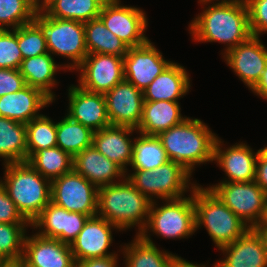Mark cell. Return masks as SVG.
Masks as SVG:
<instances>
[{"instance_id":"6da1fadb","label":"cell","mask_w":267,"mask_h":267,"mask_svg":"<svg viewBox=\"0 0 267 267\" xmlns=\"http://www.w3.org/2000/svg\"><path fill=\"white\" fill-rule=\"evenodd\" d=\"M199 3L207 7L189 25L194 41L224 43L225 53L252 36L245 0H199Z\"/></svg>"},{"instance_id":"7a4b0ae2","label":"cell","mask_w":267,"mask_h":267,"mask_svg":"<svg viewBox=\"0 0 267 267\" xmlns=\"http://www.w3.org/2000/svg\"><path fill=\"white\" fill-rule=\"evenodd\" d=\"M158 137L169 160L181 164L191 174L195 165L213 162L218 136L198 118L187 117Z\"/></svg>"},{"instance_id":"3957f363","label":"cell","mask_w":267,"mask_h":267,"mask_svg":"<svg viewBox=\"0 0 267 267\" xmlns=\"http://www.w3.org/2000/svg\"><path fill=\"white\" fill-rule=\"evenodd\" d=\"M151 201L125 177L122 181L98 188L97 216L105 218L120 231L146 227Z\"/></svg>"},{"instance_id":"277c9868","label":"cell","mask_w":267,"mask_h":267,"mask_svg":"<svg viewBox=\"0 0 267 267\" xmlns=\"http://www.w3.org/2000/svg\"><path fill=\"white\" fill-rule=\"evenodd\" d=\"M4 169V181L0 180V183L18 211L31 224L51 202V181L28 162L4 164Z\"/></svg>"},{"instance_id":"5b68a950","label":"cell","mask_w":267,"mask_h":267,"mask_svg":"<svg viewBox=\"0 0 267 267\" xmlns=\"http://www.w3.org/2000/svg\"><path fill=\"white\" fill-rule=\"evenodd\" d=\"M195 230L205 227L218 249L233 243L250 227L209 188L194 187ZM200 227V228H199Z\"/></svg>"},{"instance_id":"8992f818","label":"cell","mask_w":267,"mask_h":267,"mask_svg":"<svg viewBox=\"0 0 267 267\" xmlns=\"http://www.w3.org/2000/svg\"><path fill=\"white\" fill-rule=\"evenodd\" d=\"M133 171L125 173L127 179L151 202L156 200L155 197L162 202L184 197L187 191H192L196 186L190 182L192 174L181 164L171 160L154 170Z\"/></svg>"},{"instance_id":"52a82bcc","label":"cell","mask_w":267,"mask_h":267,"mask_svg":"<svg viewBox=\"0 0 267 267\" xmlns=\"http://www.w3.org/2000/svg\"><path fill=\"white\" fill-rule=\"evenodd\" d=\"M35 21L44 31L49 53L67 57L72 62L64 67L75 70L88 55L84 22L58 19L44 12L37 13Z\"/></svg>"},{"instance_id":"ba28073f","label":"cell","mask_w":267,"mask_h":267,"mask_svg":"<svg viewBox=\"0 0 267 267\" xmlns=\"http://www.w3.org/2000/svg\"><path fill=\"white\" fill-rule=\"evenodd\" d=\"M191 196L178 199H166V203L157 206L153 201L149 210L146 227L142 233L153 232L168 239L188 238L195 230L194 189Z\"/></svg>"},{"instance_id":"9c48e42d","label":"cell","mask_w":267,"mask_h":267,"mask_svg":"<svg viewBox=\"0 0 267 267\" xmlns=\"http://www.w3.org/2000/svg\"><path fill=\"white\" fill-rule=\"evenodd\" d=\"M250 228L259 223L267 193L255 182H219L207 187Z\"/></svg>"},{"instance_id":"30bf717a","label":"cell","mask_w":267,"mask_h":267,"mask_svg":"<svg viewBox=\"0 0 267 267\" xmlns=\"http://www.w3.org/2000/svg\"><path fill=\"white\" fill-rule=\"evenodd\" d=\"M98 18L129 48L146 44L147 15L137 7L122 5L121 0H107Z\"/></svg>"},{"instance_id":"8fae6325","label":"cell","mask_w":267,"mask_h":267,"mask_svg":"<svg viewBox=\"0 0 267 267\" xmlns=\"http://www.w3.org/2000/svg\"><path fill=\"white\" fill-rule=\"evenodd\" d=\"M98 188L74 169L51 181V202L67 211L97 215Z\"/></svg>"},{"instance_id":"7c38bea8","label":"cell","mask_w":267,"mask_h":267,"mask_svg":"<svg viewBox=\"0 0 267 267\" xmlns=\"http://www.w3.org/2000/svg\"><path fill=\"white\" fill-rule=\"evenodd\" d=\"M76 70L78 85L92 93L105 94L125 79L123 57L112 54H88Z\"/></svg>"},{"instance_id":"4fadbf2b","label":"cell","mask_w":267,"mask_h":267,"mask_svg":"<svg viewBox=\"0 0 267 267\" xmlns=\"http://www.w3.org/2000/svg\"><path fill=\"white\" fill-rule=\"evenodd\" d=\"M123 61L125 79L142 91L172 62L165 60L150 40L144 45L129 48Z\"/></svg>"},{"instance_id":"5bb4252c","label":"cell","mask_w":267,"mask_h":267,"mask_svg":"<svg viewBox=\"0 0 267 267\" xmlns=\"http://www.w3.org/2000/svg\"><path fill=\"white\" fill-rule=\"evenodd\" d=\"M88 218V215L67 211L50 202L31 222L30 227L40 229L35 232L40 236L54 238L70 245L83 229Z\"/></svg>"},{"instance_id":"9a60e30c","label":"cell","mask_w":267,"mask_h":267,"mask_svg":"<svg viewBox=\"0 0 267 267\" xmlns=\"http://www.w3.org/2000/svg\"><path fill=\"white\" fill-rule=\"evenodd\" d=\"M104 95L110 124L137 130L142 118L143 91L124 79Z\"/></svg>"},{"instance_id":"2e32d148","label":"cell","mask_w":267,"mask_h":267,"mask_svg":"<svg viewBox=\"0 0 267 267\" xmlns=\"http://www.w3.org/2000/svg\"><path fill=\"white\" fill-rule=\"evenodd\" d=\"M19 267H76L70 245L35 233L25 236Z\"/></svg>"},{"instance_id":"e0dca14e","label":"cell","mask_w":267,"mask_h":267,"mask_svg":"<svg viewBox=\"0 0 267 267\" xmlns=\"http://www.w3.org/2000/svg\"><path fill=\"white\" fill-rule=\"evenodd\" d=\"M222 55L227 66L249 89L257 83L267 63V47L259 36H251L227 52L222 51Z\"/></svg>"},{"instance_id":"ac0fdd59","label":"cell","mask_w":267,"mask_h":267,"mask_svg":"<svg viewBox=\"0 0 267 267\" xmlns=\"http://www.w3.org/2000/svg\"><path fill=\"white\" fill-rule=\"evenodd\" d=\"M112 229L120 231L105 218L97 215L89 217L83 229L70 244L75 261L118 255L108 251L113 241Z\"/></svg>"},{"instance_id":"d6986e66","label":"cell","mask_w":267,"mask_h":267,"mask_svg":"<svg viewBox=\"0 0 267 267\" xmlns=\"http://www.w3.org/2000/svg\"><path fill=\"white\" fill-rule=\"evenodd\" d=\"M67 116L90 128L93 132L110 126L105 95L92 93L79 85L68 88Z\"/></svg>"},{"instance_id":"ffe728a7","label":"cell","mask_w":267,"mask_h":267,"mask_svg":"<svg viewBox=\"0 0 267 267\" xmlns=\"http://www.w3.org/2000/svg\"><path fill=\"white\" fill-rule=\"evenodd\" d=\"M219 250L225 256L215 263L216 267H267V243L254 228Z\"/></svg>"},{"instance_id":"44dd1931","label":"cell","mask_w":267,"mask_h":267,"mask_svg":"<svg viewBox=\"0 0 267 267\" xmlns=\"http://www.w3.org/2000/svg\"><path fill=\"white\" fill-rule=\"evenodd\" d=\"M224 141L218 137L214 147V159L223 169L227 180L221 182H252L259 150L255 153L249 145L240 142L230 147H222ZM222 147V148H221ZM224 149V150H222Z\"/></svg>"},{"instance_id":"7402d4cb","label":"cell","mask_w":267,"mask_h":267,"mask_svg":"<svg viewBox=\"0 0 267 267\" xmlns=\"http://www.w3.org/2000/svg\"><path fill=\"white\" fill-rule=\"evenodd\" d=\"M73 169L97 188L120 182L126 177L119 165L101 154L93 145L73 158Z\"/></svg>"},{"instance_id":"603a6c76","label":"cell","mask_w":267,"mask_h":267,"mask_svg":"<svg viewBox=\"0 0 267 267\" xmlns=\"http://www.w3.org/2000/svg\"><path fill=\"white\" fill-rule=\"evenodd\" d=\"M51 103L41 90L26 85L20 91L0 97V117L27 124L41 116L40 109Z\"/></svg>"},{"instance_id":"cb8c5ba5","label":"cell","mask_w":267,"mask_h":267,"mask_svg":"<svg viewBox=\"0 0 267 267\" xmlns=\"http://www.w3.org/2000/svg\"><path fill=\"white\" fill-rule=\"evenodd\" d=\"M134 131L137 130L131 127L110 125L94 132L92 145L127 173V166L131 164L133 153V139L130 138V134Z\"/></svg>"},{"instance_id":"d4e9b609","label":"cell","mask_w":267,"mask_h":267,"mask_svg":"<svg viewBox=\"0 0 267 267\" xmlns=\"http://www.w3.org/2000/svg\"><path fill=\"white\" fill-rule=\"evenodd\" d=\"M191 87L189 73L184 66L171 62L143 91L144 102H179Z\"/></svg>"},{"instance_id":"484cf974","label":"cell","mask_w":267,"mask_h":267,"mask_svg":"<svg viewBox=\"0 0 267 267\" xmlns=\"http://www.w3.org/2000/svg\"><path fill=\"white\" fill-rule=\"evenodd\" d=\"M49 52L35 57H30L22 60L19 68L21 75L24 78L25 84L41 90L52 101L55 100V94L51 89L57 85L55 75L59 69L64 71L66 68L63 65L56 64L54 56Z\"/></svg>"},{"instance_id":"4316f807","label":"cell","mask_w":267,"mask_h":267,"mask_svg":"<svg viewBox=\"0 0 267 267\" xmlns=\"http://www.w3.org/2000/svg\"><path fill=\"white\" fill-rule=\"evenodd\" d=\"M186 118L181 114L179 102H144L142 118L136 133L158 136L161 132L182 123Z\"/></svg>"},{"instance_id":"83f0119b","label":"cell","mask_w":267,"mask_h":267,"mask_svg":"<svg viewBox=\"0 0 267 267\" xmlns=\"http://www.w3.org/2000/svg\"><path fill=\"white\" fill-rule=\"evenodd\" d=\"M150 235H136L131 243L121 248L125 267H169L175 254L158 249Z\"/></svg>"},{"instance_id":"f1b7e54d","label":"cell","mask_w":267,"mask_h":267,"mask_svg":"<svg viewBox=\"0 0 267 267\" xmlns=\"http://www.w3.org/2000/svg\"><path fill=\"white\" fill-rule=\"evenodd\" d=\"M0 157L3 165L27 162L26 124L0 117Z\"/></svg>"},{"instance_id":"f546056e","label":"cell","mask_w":267,"mask_h":267,"mask_svg":"<svg viewBox=\"0 0 267 267\" xmlns=\"http://www.w3.org/2000/svg\"><path fill=\"white\" fill-rule=\"evenodd\" d=\"M85 44L88 54H112L124 57L129 47L106 28L99 19L84 22Z\"/></svg>"},{"instance_id":"4dcf8cb0","label":"cell","mask_w":267,"mask_h":267,"mask_svg":"<svg viewBox=\"0 0 267 267\" xmlns=\"http://www.w3.org/2000/svg\"><path fill=\"white\" fill-rule=\"evenodd\" d=\"M168 161L158 136L139 133L137 138L134 137L130 164L133 170H154Z\"/></svg>"},{"instance_id":"1f68e13d","label":"cell","mask_w":267,"mask_h":267,"mask_svg":"<svg viewBox=\"0 0 267 267\" xmlns=\"http://www.w3.org/2000/svg\"><path fill=\"white\" fill-rule=\"evenodd\" d=\"M93 134L90 128L72 120L67 115L56 122V146L73 158L85 148L92 146Z\"/></svg>"},{"instance_id":"d6a6232c","label":"cell","mask_w":267,"mask_h":267,"mask_svg":"<svg viewBox=\"0 0 267 267\" xmlns=\"http://www.w3.org/2000/svg\"><path fill=\"white\" fill-rule=\"evenodd\" d=\"M107 0H55L43 12L63 20L88 22L98 18Z\"/></svg>"},{"instance_id":"836d02e7","label":"cell","mask_w":267,"mask_h":267,"mask_svg":"<svg viewBox=\"0 0 267 267\" xmlns=\"http://www.w3.org/2000/svg\"><path fill=\"white\" fill-rule=\"evenodd\" d=\"M27 162L49 181L73 169V157L58 146L35 152Z\"/></svg>"},{"instance_id":"e575fe53","label":"cell","mask_w":267,"mask_h":267,"mask_svg":"<svg viewBox=\"0 0 267 267\" xmlns=\"http://www.w3.org/2000/svg\"><path fill=\"white\" fill-rule=\"evenodd\" d=\"M30 223H0V264H19Z\"/></svg>"},{"instance_id":"d590c367","label":"cell","mask_w":267,"mask_h":267,"mask_svg":"<svg viewBox=\"0 0 267 267\" xmlns=\"http://www.w3.org/2000/svg\"><path fill=\"white\" fill-rule=\"evenodd\" d=\"M27 160L37 151L57 145L56 122L47 115L32 119L26 124Z\"/></svg>"},{"instance_id":"8d00e7d4","label":"cell","mask_w":267,"mask_h":267,"mask_svg":"<svg viewBox=\"0 0 267 267\" xmlns=\"http://www.w3.org/2000/svg\"><path fill=\"white\" fill-rule=\"evenodd\" d=\"M34 0H0V29H17L35 20Z\"/></svg>"},{"instance_id":"74e56055","label":"cell","mask_w":267,"mask_h":267,"mask_svg":"<svg viewBox=\"0 0 267 267\" xmlns=\"http://www.w3.org/2000/svg\"><path fill=\"white\" fill-rule=\"evenodd\" d=\"M18 47L23 59L49 52L44 31L35 20L18 27Z\"/></svg>"},{"instance_id":"f35d334b","label":"cell","mask_w":267,"mask_h":267,"mask_svg":"<svg viewBox=\"0 0 267 267\" xmlns=\"http://www.w3.org/2000/svg\"><path fill=\"white\" fill-rule=\"evenodd\" d=\"M22 60L18 47V28L0 29V68L19 69Z\"/></svg>"},{"instance_id":"ab89813d","label":"cell","mask_w":267,"mask_h":267,"mask_svg":"<svg viewBox=\"0 0 267 267\" xmlns=\"http://www.w3.org/2000/svg\"><path fill=\"white\" fill-rule=\"evenodd\" d=\"M245 3L251 34L260 37L267 32V0H245Z\"/></svg>"},{"instance_id":"60d3db41","label":"cell","mask_w":267,"mask_h":267,"mask_svg":"<svg viewBox=\"0 0 267 267\" xmlns=\"http://www.w3.org/2000/svg\"><path fill=\"white\" fill-rule=\"evenodd\" d=\"M0 223H29L18 211L7 190L0 183Z\"/></svg>"},{"instance_id":"b9f144b4","label":"cell","mask_w":267,"mask_h":267,"mask_svg":"<svg viewBox=\"0 0 267 267\" xmlns=\"http://www.w3.org/2000/svg\"><path fill=\"white\" fill-rule=\"evenodd\" d=\"M26 86L19 69L0 68V97L20 91Z\"/></svg>"},{"instance_id":"7bdbcfd3","label":"cell","mask_w":267,"mask_h":267,"mask_svg":"<svg viewBox=\"0 0 267 267\" xmlns=\"http://www.w3.org/2000/svg\"><path fill=\"white\" fill-rule=\"evenodd\" d=\"M254 181L267 193V151L261 148L256 159Z\"/></svg>"},{"instance_id":"ee69618b","label":"cell","mask_w":267,"mask_h":267,"mask_svg":"<svg viewBox=\"0 0 267 267\" xmlns=\"http://www.w3.org/2000/svg\"><path fill=\"white\" fill-rule=\"evenodd\" d=\"M118 255L88 258L76 262V267H118Z\"/></svg>"},{"instance_id":"f6af8a7d","label":"cell","mask_w":267,"mask_h":267,"mask_svg":"<svg viewBox=\"0 0 267 267\" xmlns=\"http://www.w3.org/2000/svg\"><path fill=\"white\" fill-rule=\"evenodd\" d=\"M250 90L259 97L267 100V63L259 80Z\"/></svg>"},{"instance_id":"bcb514c9","label":"cell","mask_w":267,"mask_h":267,"mask_svg":"<svg viewBox=\"0 0 267 267\" xmlns=\"http://www.w3.org/2000/svg\"><path fill=\"white\" fill-rule=\"evenodd\" d=\"M206 265L204 264H194L192 262H189L181 257H179L178 255H175L174 258L172 259V261L170 262L169 267H205ZM214 267H216V264L213 265Z\"/></svg>"},{"instance_id":"7dc6e473","label":"cell","mask_w":267,"mask_h":267,"mask_svg":"<svg viewBox=\"0 0 267 267\" xmlns=\"http://www.w3.org/2000/svg\"><path fill=\"white\" fill-rule=\"evenodd\" d=\"M55 0H34L36 12H43Z\"/></svg>"},{"instance_id":"c3c4849f","label":"cell","mask_w":267,"mask_h":267,"mask_svg":"<svg viewBox=\"0 0 267 267\" xmlns=\"http://www.w3.org/2000/svg\"><path fill=\"white\" fill-rule=\"evenodd\" d=\"M254 229H267V198L265 201V207L263 211V215Z\"/></svg>"},{"instance_id":"681fc988","label":"cell","mask_w":267,"mask_h":267,"mask_svg":"<svg viewBox=\"0 0 267 267\" xmlns=\"http://www.w3.org/2000/svg\"><path fill=\"white\" fill-rule=\"evenodd\" d=\"M255 230L264 235L266 243H267V229H255Z\"/></svg>"},{"instance_id":"f907efd6","label":"cell","mask_w":267,"mask_h":267,"mask_svg":"<svg viewBox=\"0 0 267 267\" xmlns=\"http://www.w3.org/2000/svg\"><path fill=\"white\" fill-rule=\"evenodd\" d=\"M0 267H19L18 264H0Z\"/></svg>"}]
</instances>
